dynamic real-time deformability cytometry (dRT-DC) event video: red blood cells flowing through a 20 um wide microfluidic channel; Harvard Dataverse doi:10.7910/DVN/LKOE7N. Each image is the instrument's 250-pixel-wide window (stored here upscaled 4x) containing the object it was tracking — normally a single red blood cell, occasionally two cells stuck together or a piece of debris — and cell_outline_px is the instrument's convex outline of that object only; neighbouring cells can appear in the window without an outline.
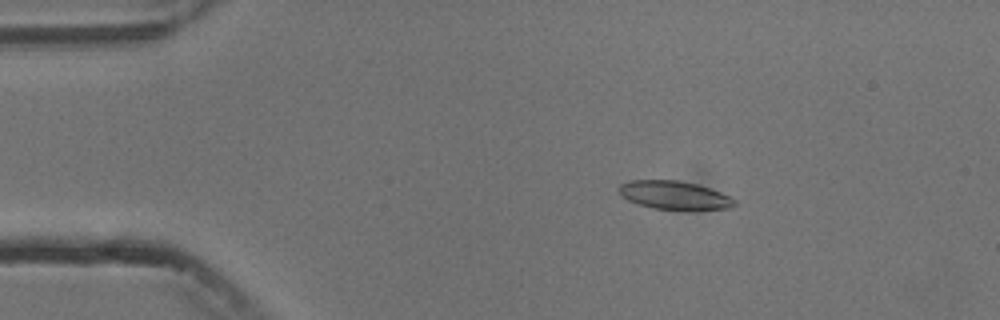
{"species": "common noctule bat (a hibernating species)", "species_latin": "Nyctalus noctula", "temperature_condition": "cold", "stored_images_in_passage": 4, "camera_frame_rate_fps": 3000, "um_per_image_px": 0.085, "animal": {"sex": "male", "body_mass_g": 13.3}, "frame": {"image": 1, "passage_image": 2, "time_ms": 1.0, "image_size_px": [1000, 320], "cell_outline_px": [[736, 204], [728, 208], [652, 208], [628, 200], [620, 192], [620, 184], [628, 180], [680, 180], [696, 184], [720, 192], [736, 200]], "centroid_in_image_um": [57.29, 16.55], "position_along_channel_um": 27.7, "area_um2": 18.38}}
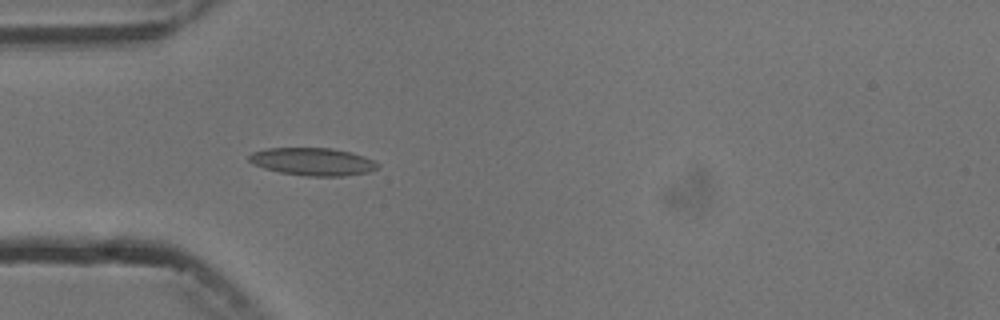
{"frame": {"image": 2, "passage_image": 4, "time_ms": 3.333, "image_size_px": [1000, 320], "cell_outline_px": [[380, 164], [376, 168], [368, 172], [344, 176], [308, 176], [280, 172], [264, 168], [252, 164], [248, 160], [248, 156], [252, 152], [268, 148], [332, 148], [352, 152], [364, 156]], "centroid_in_image_um": [26.57, 13.73], "position_along_channel_um": 58.4, "area_um2": 20.75}}